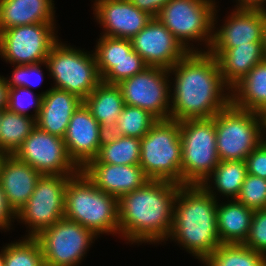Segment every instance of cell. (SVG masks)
<instances>
[{
  "instance_id": "obj_25",
  "label": "cell",
  "mask_w": 266,
  "mask_h": 266,
  "mask_svg": "<svg viewBox=\"0 0 266 266\" xmlns=\"http://www.w3.org/2000/svg\"><path fill=\"white\" fill-rule=\"evenodd\" d=\"M217 230L222 244H243L248 237L254 210L235 199L217 204Z\"/></svg>"
},
{
  "instance_id": "obj_7",
  "label": "cell",
  "mask_w": 266,
  "mask_h": 266,
  "mask_svg": "<svg viewBox=\"0 0 266 266\" xmlns=\"http://www.w3.org/2000/svg\"><path fill=\"white\" fill-rule=\"evenodd\" d=\"M182 145L181 185H201L220 159L216 147L215 122L209 119L179 121Z\"/></svg>"
},
{
  "instance_id": "obj_26",
  "label": "cell",
  "mask_w": 266,
  "mask_h": 266,
  "mask_svg": "<svg viewBox=\"0 0 266 266\" xmlns=\"http://www.w3.org/2000/svg\"><path fill=\"white\" fill-rule=\"evenodd\" d=\"M230 91L234 107L266 116V59L256 64Z\"/></svg>"
},
{
  "instance_id": "obj_45",
  "label": "cell",
  "mask_w": 266,
  "mask_h": 266,
  "mask_svg": "<svg viewBox=\"0 0 266 266\" xmlns=\"http://www.w3.org/2000/svg\"><path fill=\"white\" fill-rule=\"evenodd\" d=\"M0 266H4V247L0 252Z\"/></svg>"
},
{
  "instance_id": "obj_3",
  "label": "cell",
  "mask_w": 266,
  "mask_h": 266,
  "mask_svg": "<svg viewBox=\"0 0 266 266\" xmlns=\"http://www.w3.org/2000/svg\"><path fill=\"white\" fill-rule=\"evenodd\" d=\"M212 188L210 183L180 185L168 236L201 262L222 244L216 220L218 199Z\"/></svg>"
},
{
  "instance_id": "obj_31",
  "label": "cell",
  "mask_w": 266,
  "mask_h": 266,
  "mask_svg": "<svg viewBox=\"0 0 266 266\" xmlns=\"http://www.w3.org/2000/svg\"><path fill=\"white\" fill-rule=\"evenodd\" d=\"M157 121L147 110L124 105L112 134L141 139Z\"/></svg>"
},
{
  "instance_id": "obj_38",
  "label": "cell",
  "mask_w": 266,
  "mask_h": 266,
  "mask_svg": "<svg viewBox=\"0 0 266 266\" xmlns=\"http://www.w3.org/2000/svg\"><path fill=\"white\" fill-rule=\"evenodd\" d=\"M244 246L266 256V209L255 210Z\"/></svg>"
},
{
  "instance_id": "obj_30",
  "label": "cell",
  "mask_w": 266,
  "mask_h": 266,
  "mask_svg": "<svg viewBox=\"0 0 266 266\" xmlns=\"http://www.w3.org/2000/svg\"><path fill=\"white\" fill-rule=\"evenodd\" d=\"M202 263L206 266H266V256L243 244H221Z\"/></svg>"
},
{
  "instance_id": "obj_36",
  "label": "cell",
  "mask_w": 266,
  "mask_h": 266,
  "mask_svg": "<svg viewBox=\"0 0 266 266\" xmlns=\"http://www.w3.org/2000/svg\"><path fill=\"white\" fill-rule=\"evenodd\" d=\"M147 67L148 65L143 58L135 50H132L124 59L116 63V65L102 78V82L107 84H119L124 79L134 76Z\"/></svg>"
},
{
  "instance_id": "obj_16",
  "label": "cell",
  "mask_w": 266,
  "mask_h": 266,
  "mask_svg": "<svg viewBox=\"0 0 266 266\" xmlns=\"http://www.w3.org/2000/svg\"><path fill=\"white\" fill-rule=\"evenodd\" d=\"M105 135L100 124L82 103L72 114L63 140L70 158L82 169L97 157Z\"/></svg>"
},
{
  "instance_id": "obj_23",
  "label": "cell",
  "mask_w": 266,
  "mask_h": 266,
  "mask_svg": "<svg viewBox=\"0 0 266 266\" xmlns=\"http://www.w3.org/2000/svg\"><path fill=\"white\" fill-rule=\"evenodd\" d=\"M53 0H0V32L14 26L54 23Z\"/></svg>"
},
{
  "instance_id": "obj_42",
  "label": "cell",
  "mask_w": 266,
  "mask_h": 266,
  "mask_svg": "<svg viewBox=\"0 0 266 266\" xmlns=\"http://www.w3.org/2000/svg\"><path fill=\"white\" fill-rule=\"evenodd\" d=\"M236 9L259 10L266 12V0H237Z\"/></svg>"
},
{
  "instance_id": "obj_17",
  "label": "cell",
  "mask_w": 266,
  "mask_h": 266,
  "mask_svg": "<svg viewBox=\"0 0 266 266\" xmlns=\"http://www.w3.org/2000/svg\"><path fill=\"white\" fill-rule=\"evenodd\" d=\"M93 14L105 31L101 36L131 39L153 18L129 0H95Z\"/></svg>"
},
{
  "instance_id": "obj_12",
  "label": "cell",
  "mask_w": 266,
  "mask_h": 266,
  "mask_svg": "<svg viewBox=\"0 0 266 266\" xmlns=\"http://www.w3.org/2000/svg\"><path fill=\"white\" fill-rule=\"evenodd\" d=\"M55 23L14 26L0 32V55L12 65L45 62L52 47L59 41Z\"/></svg>"
},
{
  "instance_id": "obj_15",
  "label": "cell",
  "mask_w": 266,
  "mask_h": 266,
  "mask_svg": "<svg viewBox=\"0 0 266 266\" xmlns=\"http://www.w3.org/2000/svg\"><path fill=\"white\" fill-rule=\"evenodd\" d=\"M148 66L170 69L190 51L157 19L151 21L130 39Z\"/></svg>"
},
{
  "instance_id": "obj_21",
  "label": "cell",
  "mask_w": 266,
  "mask_h": 266,
  "mask_svg": "<svg viewBox=\"0 0 266 266\" xmlns=\"http://www.w3.org/2000/svg\"><path fill=\"white\" fill-rule=\"evenodd\" d=\"M83 103L77 95L50 88L42 97L36 126L51 135L63 138L75 110Z\"/></svg>"
},
{
  "instance_id": "obj_2",
  "label": "cell",
  "mask_w": 266,
  "mask_h": 266,
  "mask_svg": "<svg viewBox=\"0 0 266 266\" xmlns=\"http://www.w3.org/2000/svg\"><path fill=\"white\" fill-rule=\"evenodd\" d=\"M180 184L149 180L118 199L119 231L133 243L168 240L173 224L174 201Z\"/></svg>"
},
{
  "instance_id": "obj_6",
  "label": "cell",
  "mask_w": 266,
  "mask_h": 266,
  "mask_svg": "<svg viewBox=\"0 0 266 266\" xmlns=\"http://www.w3.org/2000/svg\"><path fill=\"white\" fill-rule=\"evenodd\" d=\"M182 145L179 122L158 120L140 139V162L150 180H167L181 185Z\"/></svg>"
},
{
  "instance_id": "obj_37",
  "label": "cell",
  "mask_w": 266,
  "mask_h": 266,
  "mask_svg": "<svg viewBox=\"0 0 266 266\" xmlns=\"http://www.w3.org/2000/svg\"><path fill=\"white\" fill-rule=\"evenodd\" d=\"M42 64H44V62L29 65H14L15 67L12 71V76L9 78V80L6 78L7 85L9 88L25 87L30 90L31 87L40 85L44 79V75L40 69Z\"/></svg>"
},
{
  "instance_id": "obj_19",
  "label": "cell",
  "mask_w": 266,
  "mask_h": 266,
  "mask_svg": "<svg viewBox=\"0 0 266 266\" xmlns=\"http://www.w3.org/2000/svg\"><path fill=\"white\" fill-rule=\"evenodd\" d=\"M81 171L98 189L118 199L150 180L140 165L87 163Z\"/></svg>"
},
{
  "instance_id": "obj_35",
  "label": "cell",
  "mask_w": 266,
  "mask_h": 266,
  "mask_svg": "<svg viewBox=\"0 0 266 266\" xmlns=\"http://www.w3.org/2000/svg\"><path fill=\"white\" fill-rule=\"evenodd\" d=\"M47 91L48 90L36 96L30 89L25 87L9 88L7 109L36 119L41 108L42 97ZM31 106L34 108V116L28 113V109L31 108Z\"/></svg>"
},
{
  "instance_id": "obj_11",
  "label": "cell",
  "mask_w": 266,
  "mask_h": 266,
  "mask_svg": "<svg viewBox=\"0 0 266 266\" xmlns=\"http://www.w3.org/2000/svg\"><path fill=\"white\" fill-rule=\"evenodd\" d=\"M72 176L41 175L27 203L17 213V219L28 224L25 237H36L64 217L65 192Z\"/></svg>"
},
{
  "instance_id": "obj_28",
  "label": "cell",
  "mask_w": 266,
  "mask_h": 266,
  "mask_svg": "<svg viewBox=\"0 0 266 266\" xmlns=\"http://www.w3.org/2000/svg\"><path fill=\"white\" fill-rule=\"evenodd\" d=\"M36 127V119L8 109L2 110L0 119V154L14 155Z\"/></svg>"
},
{
  "instance_id": "obj_5",
  "label": "cell",
  "mask_w": 266,
  "mask_h": 266,
  "mask_svg": "<svg viewBox=\"0 0 266 266\" xmlns=\"http://www.w3.org/2000/svg\"><path fill=\"white\" fill-rule=\"evenodd\" d=\"M220 161L244 160L265 140L266 116L242 110L231 103L213 118ZM264 135V136H263Z\"/></svg>"
},
{
  "instance_id": "obj_22",
  "label": "cell",
  "mask_w": 266,
  "mask_h": 266,
  "mask_svg": "<svg viewBox=\"0 0 266 266\" xmlns=\"http://www.w3.org/2000/svg\"><path fill=\"white\" fill-rule=\"evenodd\" d=\"M218 62L221 77L229 91L258 63L266 59L262 42H248L225 51H207Z\"/></svg>"
},
{
  "instance_id": "obj_1",
  "label": "cell",
  "mask_w": 266,
  "mask_h": 266,
  "mask_svg": "<svg viewBox=\"0 0 266 266\" xmlns=\"http://www.w3.org/2000/svg\"><path fill=\"white\" fill-rule=\"evenodd\" d=\"M169 73L175 75L170 99L171 120L213 118L231 103L217 59L207 51L189 52Z\"/></svg>"
},
{
  "instance_id": "obj_41",
  "label": "cell",
  "mask_w": 266,
  "mask_h": 266,
  "mask_svg": "<svg viewBox=\"0 0 266 266\" xmlns=\"http://www.w3.org/2000/svg\"><path fill=\"white\" fill-rule=\"evenodd\" d=\"M139 10L148 13L153 18H156L160 10L170 0H129Z\"/></svg>"
},
{
  "instance_id": "obj_46",
  "label": "cell",
  "mask_w": 266,
  "mask_h": 266,
  "mask_svg": "<svg viewBox=\"0 0 266 266\" xmlns=\"http://www.w3.org/2000/svg\"><path fill=\"white\" fill-rule=\"evenodd\" d=\"M2 159H3V154H0V168H1V164H2Z\"/></svg>"
},
{
  "instance_id": "obj_24",
  "label": "cell",
  "mask_w": 266,
  "mask_h": 266,
  "mask_svg": "<svg viewBox=\"0 0 266 266\" xmlns=\"http://www.w3.org/2000/svg\"><path fill=\"white\" fill-rule=\"evenodd\" d=\"M83 103L106 134L112 133L115 129L116 120L125 105L120 87L104 82H101Z\"/></svg>"
},
{
  "instance_id": "obj_39",
  "label": "cell",
  "mask_w": 266,
  "mask_h": 266,
  "mask_svg": "<svg viewBox=\"0 0 266 266\" xmlns=\"http://www.w3.org/2000/svg\"><path fill=\"white\" fill-rule=\"evenodd\" d=\"M247 173L266 179V139L245 159Z\"/></svg>"
},
{
  "instance_id": "obj_13",
  "label": "cell",
  "mask_w": 266,
  "mask_h": 266,
  "mask_svg": "<svg viewBox=\"0 0 266 266\" xmlns=\"http://www.w3.org/2000/svg\"><path fill=\"white\" fill-rule=\"evenodd\" d=\"M169 69L148 66L117 84L125 105L149 111L158 120L170 118L171 83ZM170 83V84H169Z\"/></svg>"
},
{
  "instance_id": "obj_32",
  "label": "cell",
  "mask_w": 266,
  "mask_h": 266,
  "mask_svg": "<svg viewBox=\"0 0 266 266\" xmlns=\"http://www.w3.org/2000/svg\"><path fill=\"white\" fill-rule=\"evenodd\" d=\"M95 48L97 69L101 79L116 65L124 59L133 48L130 39L102 36L98 39Z\"/></svg>"
},
{
  "instance_id": "obj_18",
  "label": "cell",
  "mask_w": 266,
  "mask_h": 266,
  "mask_svg": "<svg viewBox=\"0 0 266 266\" xmlns=\"http://www.w3.org/2000/svg\"><path fill=\"white\" fill-rule=\"evenodd\" d=\"M215 9L210 48L207 51H225L248 42H262L264 11L234 9L224 25L215 30ZM215 30V31H214Z\"/></svg>"
},
{
  "instance_id": "obj_27",
  "label": "cell",
  "mask_w": 266,
  "mask_h": 266,
  "mask_svg": "<svg viewBox=\"0 0 266 266\" xmlns=\"http://www.w3.org/2000/svg\"><path fill=\"white\" fill-rule=\"evenodd\" d=\"M140 139L112 133L106 134L97 157L88 163L139 165Z\"/></svg>"
},
{
  "instance_id": "obj_4",
  "label": "cell",
  "mask_w": 266,
  "mask_h": 266,
  "mask_svg": "<svg viewBox=\"0 0 266 266\" xmlns=\"http://www.w3.org/2000/svg\"><path fill=\"white\" fill-rule=\"evenodd\" d=\"M64 217L100 234H119L118 198L98 189L80 171L66 185Z\"/></svg>"
},
{
  "instance_id": "obj_8",
  "label": "cell",
  "mask_w": 266,
  "mask_h": 266,
  "mask_svg": "<svg viewBox=\"0 0 266 266\" xmlns=\"http://www.w3.org/2000/svg\"><path fill=\"white\" fill-rule=\"evenodd\" d=\"M44 65L55 82L54 88L73 93L82 100L102 82L94 53L59 41L52 47Z\"/></svg>"
},
{
  "instance_id": "obj_14",
  "label": "cell",
  "mask_w": 266,
  "mask_h": 266,
  "mask_svg": "<svg viewBox=\"0 0 266 266\" xmlns=\"http://www.w3.org/2000/svg\"><path fill=\"white\" fill-rule=\"evenodd\" d=\"M14 156L41 175L74 176L81 171L70 158L63 138L51 135L37 126Z\"/></svg>"
},
{
  "instance_id": "obj_9",
  "label": "cell",
  "mask_w": 266,
  "mask_h": 266,
  "mask_svg": "<svg viewBox=\"0 0 266 266\" xmlns=\"http://www.w3.org/2000/svg\"><path fill=\"white\" fill-rule=\"evenodd\" d=\"M216 8L215 0H170L156 18L187 50L203 52L189 42L205 41L207 49L210 48Z\"/></svg>"
},
{
  "instance_id": "obj_40",
  "label": "cell",
  "mask_w": 266,
  "mask_h": 266,
  "mask_svg": "<svg viewBox=\"0 0 266 266\" xmlns=\"http://www.w3.org/2000/svg\"><path fill=\"white\" fill-rule=\"evenodd\" d=\"M17 218V213L14 209L9 205L7 197L2 189L0 184V229L1 230H9L13 219Z\"/></svg>"
},
{
  "instance_id": "obj_29",
  "label": "cell",
  "mask_w": 266,
  "mask_h": 266,
  "mask_svg": "<svg viewBox=\"0 0 266 266\" xmlns=\"http://www.w3.org/2000/svg\"><path fill=\"white\" fill-rule=\"evenodd\" d=\"M247 174V166L244 160L220 161L203 183H210L212 180L216 192L223 194L228 199L229 197L236 199Z\"/></svg>"
},
{
  "instance_id": "obj_43",
  "label": "cell",
  "mask_w": 266,
  "mask_h": 266,
  "mask_svg": "<svg viewBox=\"0 0 266 266\" xmlns=\"http://www.w3.org/2000/svg\"><path fill=\"white\" fill-rule=\"evenodd\" d=\"M9 95V86L7 85L6 78L0 76V110L7 109Z\"/></svg>"
},
{
  "instance_id": "obj_33",
  "label": "cell",
  "mask_w": 266,
  "mask_h": 266,
  "mask_svg": "<svg viewBox=\"0 0 266 266\" xmlns=\"http://www.w3.org/2000/svg\"><path fill=\"white\" fill-rule=\"evenodd\" d=\"M4 266H44L42 250L35 237H24L4 246Z\"/></svg>"
},
{
  "instance_id": "obj_34",
  "label": "cell",
  "mask_w": 266,
  "mask_h": 266,
  "mask_svg": "<svg viewBox=\"0 0 266 266\" xmlns=\"http://www.w3.org/2000/svg\"><path fill=\"white\" fill-rule=\"evenodd\" d=\"M235 200L254 211L266 209V179L247 174Z\"/></svg>"
},
{
  "instance_id": "obj_44",
  "label": "cell",
  "mask_w": 266,
  "mask_h": 266,
  "mask_svg": "<svg viewBox=\"0 0 266 266\" xmlns=\"http://www.w3.org/2000/svg\"><path fill=\"white\" fill-rule=\"evenodd\" d=\"M262 43L266 56V12L264 11V24H263V33H262Z\"/></svg>"
},
{
  "instance_id": "obj_20",
  "label": "cell",
  "mask_w": 266,
  "mask_h": 266,
  "mask_svg": "<svg viewBox=\"0 0 266 266\" xmlns=\"http://www.w3.org/2000/svg\"><path fill=\"white\" fill-rule=\"evenodd\" d=\"M41 174L14 155H3L0 184L9 205L18 213L32 195Z\"/></svg>"
},
{
  "instance_id": "obj_10",
  "label": "cell",
  "mask_w": 266,
  "mask_h": 266,
  "mask_svg": "<svg viewBox=\"0 0 266 266\" xmlns=\"http://www.w3.org/2000/svg\"><path fill=\"white\" fill-rule=\"evenodd\" d=\"M96 237L92 230L63 217L35 238L41 246L44 266H77Z\"/></svg>"
}]
</instances>
